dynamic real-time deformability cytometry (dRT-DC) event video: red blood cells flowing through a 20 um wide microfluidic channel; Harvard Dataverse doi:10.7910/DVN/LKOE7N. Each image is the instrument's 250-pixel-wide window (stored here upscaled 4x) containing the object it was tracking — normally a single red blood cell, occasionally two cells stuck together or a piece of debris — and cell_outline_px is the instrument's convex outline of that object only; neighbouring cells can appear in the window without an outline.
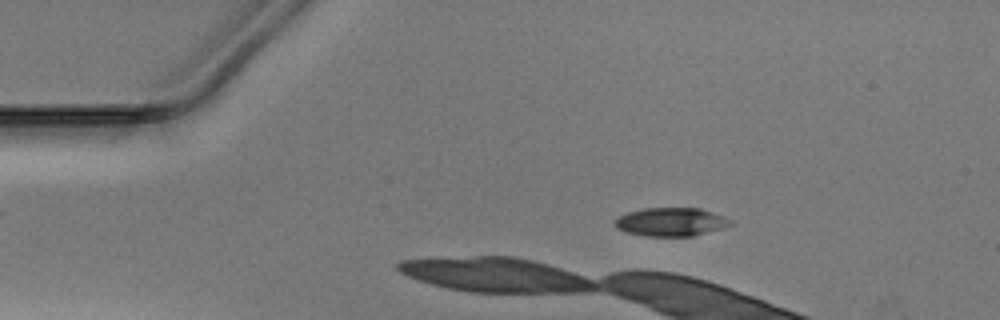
{"species": "Egyptian fruit bat (a non-hibernating species)", "species_latin": "Rousettus aegyptiacus", "temperature_condition": "warm", "stored_images_in_passage": 32, "camera_frame_rate_fps": 3000, "um_per_image_px": 0.085, "animal": {"sex": "male"}, "frame": {"image": 1, "passage_image": 5, "time_ms": 1.333, "image_size_px": [1000, 320], "cell_outline_px": [[732, 224], [720, 228], [692, 236], [644, 236], [628, 232], [616, 228], [612, 220], [616, 216], [628, 212], [644, 208], [700, 208], [724, 216], [732, 220]], "centroid_in_image_um": [56.97, 18.85], "position_along_channel_um": 28.0, "area_um2": 19.19}}